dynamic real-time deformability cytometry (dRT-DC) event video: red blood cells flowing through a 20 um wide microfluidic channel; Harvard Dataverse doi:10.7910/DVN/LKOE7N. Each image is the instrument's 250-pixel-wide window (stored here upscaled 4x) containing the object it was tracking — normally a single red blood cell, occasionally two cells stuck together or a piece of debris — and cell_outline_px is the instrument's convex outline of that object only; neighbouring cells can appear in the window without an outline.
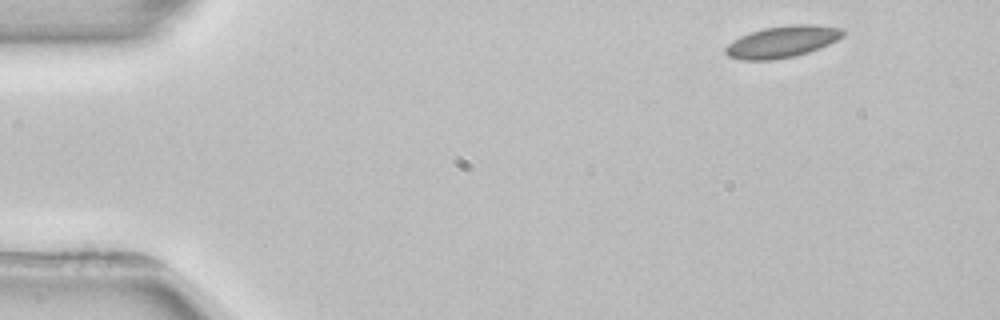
{"species": "common noctule bat (a hibernating species)", "species_latin": "Nyctalus noctula", "temperature_condition": "room temperature", "stored_images_in_passage": 3, "camera_frame_rate_fps": 3000, "um_per_image_px": 0.085, "animal": {"sex": "female", "body_mass_g": 22.7, "forearm_length_mm": 54.2}, "frame": {"image": 1, "passage_image": 1, "time_ms": 0.0, "image_size_px": [1000, 320], "cell_outline_px": [[844, 36], [820, 48], [808, 52], [792, 56], [772, 60], [740, 60], [728, 56], [724, 52], [724, 48], [732, 40], [740, 36], [764, 28], [792, 24], [812, 24], [844, 28]], "centroid_in_image_um": [66.48, 3.54], "position_along_channel_um": 18.5, "area_um2": 21.68}}
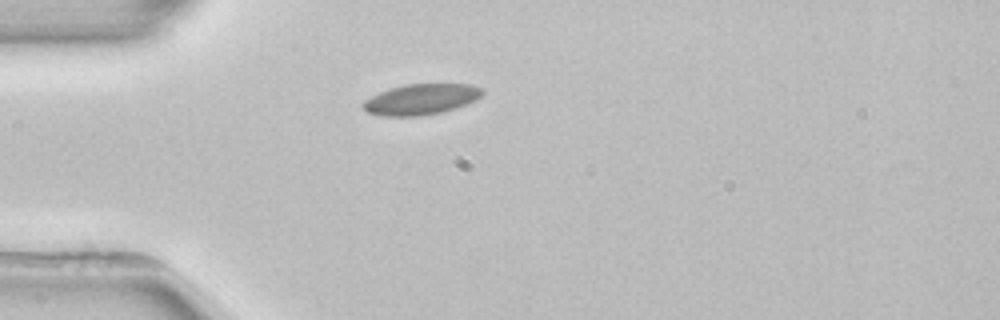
{"frame": {"image": 2, "passage_image": 3, "time_ms": 3.0, "image_size_px": [1000, 320], "cell_outline_px": [[484, 92], [476, 100], [440, 112], [420, 116], [380, 116], [368, 112], [360, 108], [360, 104], [364, 100], [380, 92], [404, 84], [472, 84], [484, 88]], "centroid_in_image_um": [35.75, 8.44], "position_along_channel_um": 49.2, "area_um2": 21.33}}